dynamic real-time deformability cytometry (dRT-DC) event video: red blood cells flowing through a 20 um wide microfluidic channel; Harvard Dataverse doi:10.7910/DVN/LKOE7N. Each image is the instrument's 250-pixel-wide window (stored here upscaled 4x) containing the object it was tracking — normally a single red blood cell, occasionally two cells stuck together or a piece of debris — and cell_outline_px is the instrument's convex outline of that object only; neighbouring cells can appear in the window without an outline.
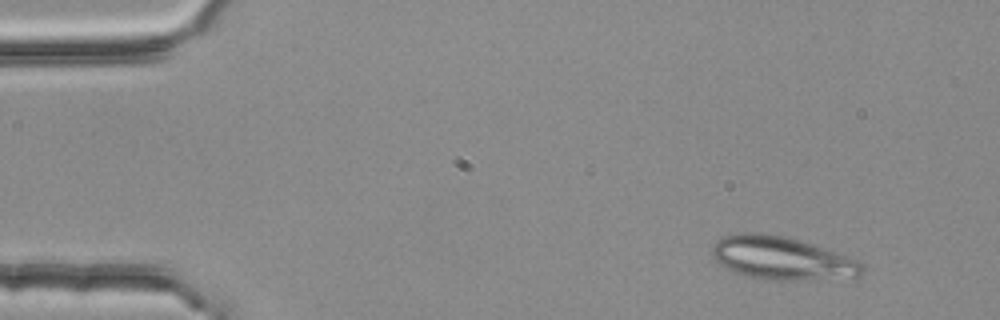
{"species": "common noctule bat (a hibernating species)", "species_latin": "Nyctalus noctula", "temperature_condition": "room temperature", "stored_images_in_passage": 4, "camera_frame_rate_fps": 3000, "um_per_image_px": 0.085, "animal": {"sex": "female", "body_mass_g": 25.1}, "frame": {"image": 1, "passage_image": 1, "time_ms": 0.0, "image_size_px": [1000, 320], "cell_outline_px": [[864, 272], [860, 276], [796, 280], [764, 280], [744, 276], [724, 268], [712, 256], [712, 244], [716, 240], [724, 236], [740, 232], [760, 232], [784, 236], [856, 260], [864, 268]], "centroid_in_image_um": [66.33, 21.95], "position_along_channel_um": 18.7, "area_um2": 37.22}}